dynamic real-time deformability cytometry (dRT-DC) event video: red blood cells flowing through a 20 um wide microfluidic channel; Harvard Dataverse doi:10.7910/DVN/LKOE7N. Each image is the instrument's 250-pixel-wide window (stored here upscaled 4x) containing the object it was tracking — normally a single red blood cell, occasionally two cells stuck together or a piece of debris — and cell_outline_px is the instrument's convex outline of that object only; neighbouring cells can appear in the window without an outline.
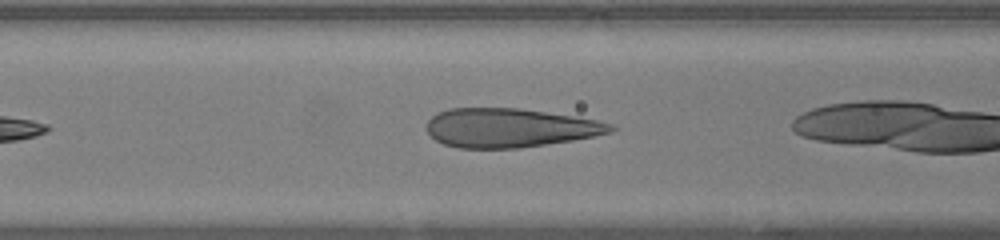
{"species": "human", "species_latin": "Homo sapiens", "temperature_condition": "warm", "stored_images_in_passage": 13, "camera_frame_rate_fps": 3000, "um_per_image_px": 0.085, "donor": {"sex": "female"}, "frame": {"image": 1, "passage_image": 4, "time_ms": 1.0, "image_size_px": [1000, 240], "cell_outline_px": [[616, 128], [612, 132], [572, 140], [520, 148], [460, 148], [444, 144], [436, 140], [428, 132], [428, 120], [436, 112], [448, 108], [520, 108], [572, 116], [596, 120], [612, 124]], "centroid_in_image_um": [43.3, 10.86], "position_along_channel_um": 123.3, "area_um2": 41.56}}